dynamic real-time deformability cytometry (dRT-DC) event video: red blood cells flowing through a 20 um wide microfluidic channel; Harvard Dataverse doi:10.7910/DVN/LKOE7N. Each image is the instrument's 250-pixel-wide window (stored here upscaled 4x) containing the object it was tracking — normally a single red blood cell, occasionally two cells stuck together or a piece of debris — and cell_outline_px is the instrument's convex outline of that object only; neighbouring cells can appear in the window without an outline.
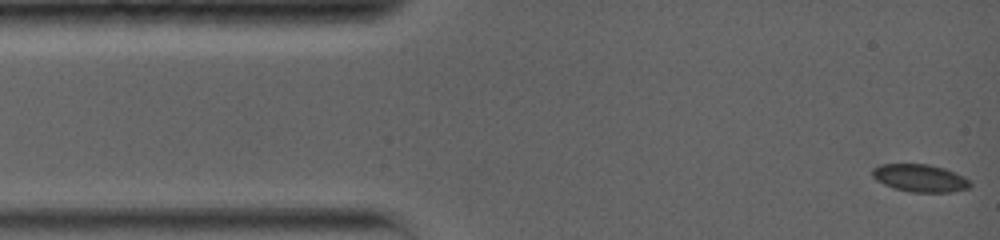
{"species": "common noctule bat (a hibernating species)", "species_latin": "Nyctalus noctula", "temperature_condition": "warm", "stored_images_in_passage": 4, "camera_frame_rate_fps": 5000, "um_per_image_px": 0.085, "animal": {"sex": "female", "body_mass_g": 19.0, "forearm_length_mm": 56.7}, "frame": {"image": 1, "passage_image": 1, "time_ms": 0.0, "image_size_px": [1000, 240], "cell_outline_px": [[972, 184], [968, 188], [952, 192], [912, 192], [892, 188], [876, 180], [872, 176], [872, 168], [880, 164], [928, 164], [944, 168], [964, 176]], "centroid_in_image_um": [78.18, 15.13], "position_along_channel_um": 6.8, "area_um2": 15.78}}
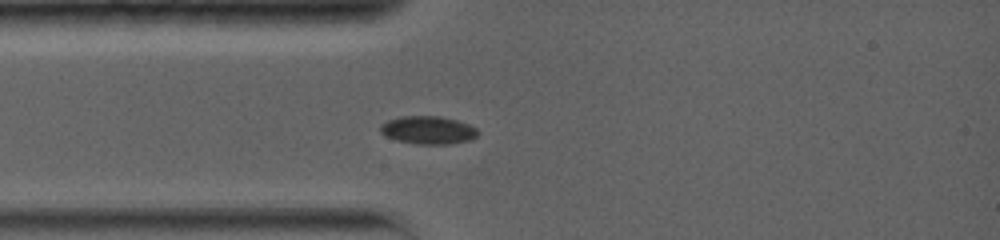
{"frame": {"image": 2, "passage_image": 4, "time_ms": 3.2, "image_size_px": [1000, 240], "cell_outline_px": [[480, 132], [476, 136], [468, 140], [448, 144], [416, 144], [396, 140], [380, 132], [380, 124], [388, 120], [400, 116], [440, 116], [456, 120], [468, 124], [476, 128]], "centroid_in_image_um": [36.37, 11.05], "position_along_channel_um": 48.6, "area_um2": 15.84}}